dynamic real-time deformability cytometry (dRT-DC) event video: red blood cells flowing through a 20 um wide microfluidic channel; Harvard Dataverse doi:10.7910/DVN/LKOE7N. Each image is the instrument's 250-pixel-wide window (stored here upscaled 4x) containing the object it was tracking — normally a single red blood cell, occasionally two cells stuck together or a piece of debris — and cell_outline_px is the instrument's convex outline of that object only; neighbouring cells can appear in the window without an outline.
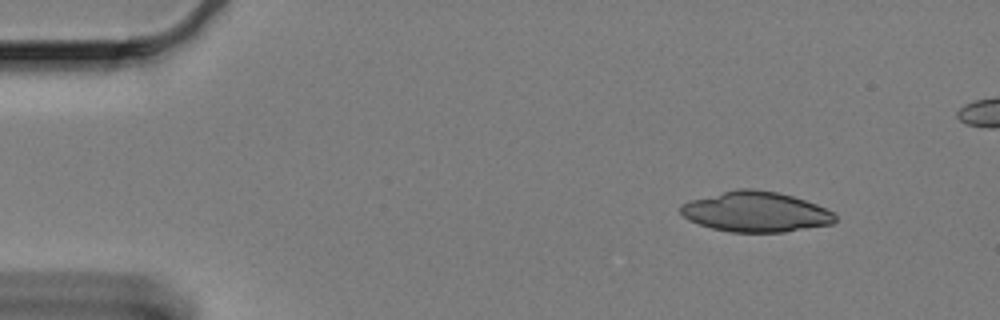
{"species": "Egyptian fruit bat (a non-hibernating species)", "species_latin": "Rousettus aegyptiacus", "temperature_condition": "cold", "stored_images_in_passage": 50, "camera_frame_rate_fps": 3000, "um_per_image_px": 0.085, "animal": {"sex": "female"}, "frame": {"image": 1, "passage_image": 1, "time_ms": 0.0, "image_size_px": [1000, 320], "cell_outline_px": [[836, 220], [832, 224], [784, 232], [732, 232], [712, 228], [688, 220], [680, 212], [680, 204], [688, 200], [740, 188], [752, 188], [776, 192], [792, 196], [816, 204], [832, 212], [836, 216]], "centroid_in_image_um": [64.21, 18.0], "position_along_channel_um": 20.8, "area_um2": 36.07}}